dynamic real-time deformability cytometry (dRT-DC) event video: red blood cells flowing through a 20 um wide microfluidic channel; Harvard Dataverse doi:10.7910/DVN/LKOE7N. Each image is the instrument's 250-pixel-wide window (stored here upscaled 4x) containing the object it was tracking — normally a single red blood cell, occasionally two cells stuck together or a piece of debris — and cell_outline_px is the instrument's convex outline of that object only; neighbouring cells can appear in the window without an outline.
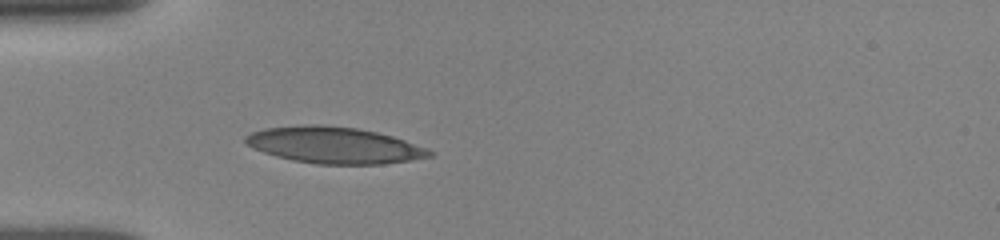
{"species": "human", "species_latin": "Homo sapiens", "temperature_condition": "room temperature", "stored_images_in_passage": 2, "camera_frame_rate_fps": 3000, "um_per_image_px": 0.085, "donor": {"sex": "female"}, "frame": {"image": 1, "passage_image": 2, "time_ms": 0.667, "image_size_px": [1000, 240], "cell_outline_px": [[436, 152], [432, 156], [384, 164], [316, 164], [292, 160], [276, 156], [252, 148], [244, 144], [244, 136], [252, 132], [264, 128], [304, 124], [320, 124], [356, 128], [376, 132], [392, 136], [428, 148]], "centroid_in_image_um": [28.37, 12.33], "position_along_channel_um": 56.6, "area_um2": 39.25}}